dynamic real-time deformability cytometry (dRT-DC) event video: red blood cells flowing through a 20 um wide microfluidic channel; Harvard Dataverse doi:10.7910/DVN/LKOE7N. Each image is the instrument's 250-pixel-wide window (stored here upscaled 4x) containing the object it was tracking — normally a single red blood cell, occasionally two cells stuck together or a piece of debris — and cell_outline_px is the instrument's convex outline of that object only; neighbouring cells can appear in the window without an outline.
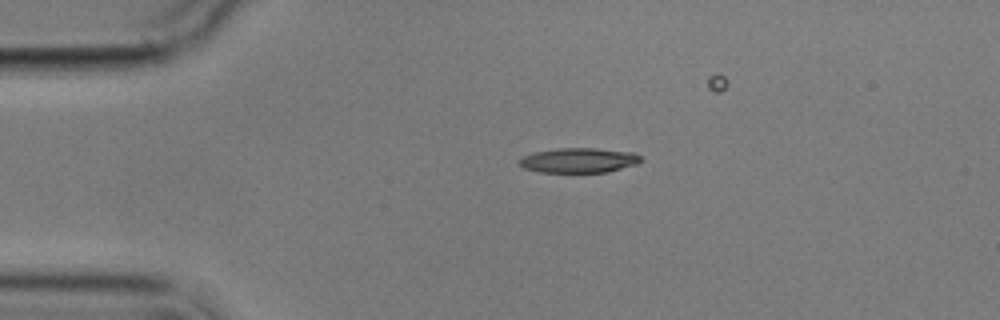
{"species": "common noctule bat (a hibernating species)", "species_latin": "Nyctalus noctula", "temperature_condition": "cold", "stored_images_in_passage": 3, "camera_frame_rate_fps": 3000, "um_per_image_px": 0.085, "animal": {"sex": "male", "body_mass_g": 17.9}, "frame": {"image": 1, "passage_image": 1, "time_ms": 0.0, "image_size_px": [1000, 320], "cell_outline_px": [[640, 160], [636, 164], [608, 172], [540, 172], [524, 168], [520, 164], [520, 160], [524, 156], [536, 152], [556, 148], [596, 148], [636, 152], [640, 156]], "centroid_in_image_um": [49.23, 13.62], "position_along_channel_um": 35.8, "area_um2": 17.46}}